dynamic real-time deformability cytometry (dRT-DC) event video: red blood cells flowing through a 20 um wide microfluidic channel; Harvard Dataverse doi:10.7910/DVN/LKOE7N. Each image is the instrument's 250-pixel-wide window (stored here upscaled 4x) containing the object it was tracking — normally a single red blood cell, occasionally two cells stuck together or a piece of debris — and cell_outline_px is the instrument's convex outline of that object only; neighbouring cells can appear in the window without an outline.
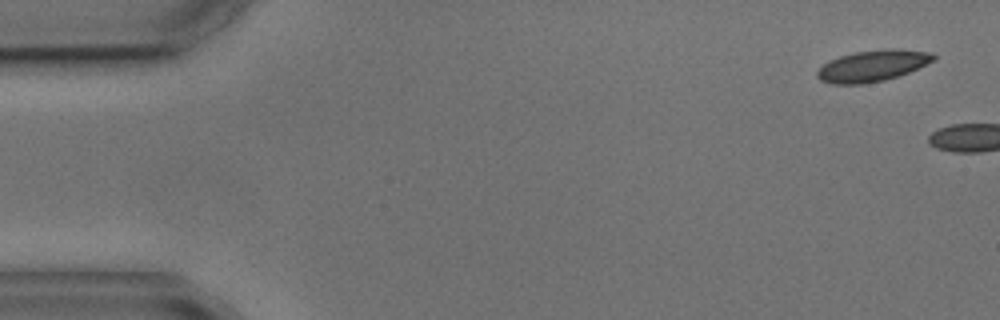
{"species": "common noctule bat (a hibernating species)", "species_latin": "Nyctalus noctula", "temperature_condition": "cold", "stored_images_in_passage": 2, "camera_frame_rate_fps": 3000, "um_per_image_px": 0.085, "animal": {"sex": "male", "body_mass_g": 17.9, "forearm_length_mm": 54.2}, "frame": {"image": 1, "passage_image": 1, "time_ms": 0.0, "image_size_px": [1000, 320], "cell_outline_px": [[936, 60], [908, 72], [884, 80], [860, 84], [832, 84], [820, 80], [816, 76], [816, 72], [824, 64], [840, 56], [856, 52], [884, 48], [892, 48], [932, 52], [936, 56]], "centroid_in_image_um": [74.19, 5.58], "position_along_channel_um": 10.8, "area_um2": 21.1}}